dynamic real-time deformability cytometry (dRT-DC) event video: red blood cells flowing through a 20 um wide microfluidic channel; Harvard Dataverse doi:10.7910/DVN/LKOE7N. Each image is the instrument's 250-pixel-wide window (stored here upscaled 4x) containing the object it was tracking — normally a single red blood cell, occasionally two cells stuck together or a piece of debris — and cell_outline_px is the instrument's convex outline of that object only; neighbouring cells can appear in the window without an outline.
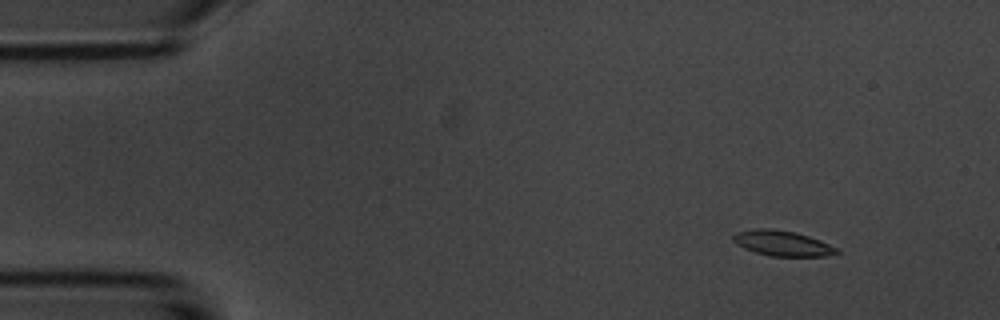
{"species": "common noctule bat (a hibernating species)", "species_latin": "Nyctalus noctula", "temperature_condition": "room temperature", "stored_images_in_passage": 5, "segment_of_instrument_passage": [2, 2], "camera_frame_rate_fps": 3000, "um_per_image_px": 0.085, "animal": {"sex": "male", "body_mass_g": 20.1, "forearm_length_mm": 53.5}, "frame": {"image": 1, "passage_image": 5, "time_ms": 6.0, "image_size_px": [1000, 320], "cell_outline_px": [[840, 252], [824, 256], [772, 256], [756, 252], [744, 248], [736, 244], [732, 240], [732, 236], [736, 232], [752, 228], [772, 228], [796, 232], [820, 240], [836, 248]], "centroid_in_image_um": [66.45, 20.66], "position_along_channel_um": 18.6, "area_um2": 15.26}}